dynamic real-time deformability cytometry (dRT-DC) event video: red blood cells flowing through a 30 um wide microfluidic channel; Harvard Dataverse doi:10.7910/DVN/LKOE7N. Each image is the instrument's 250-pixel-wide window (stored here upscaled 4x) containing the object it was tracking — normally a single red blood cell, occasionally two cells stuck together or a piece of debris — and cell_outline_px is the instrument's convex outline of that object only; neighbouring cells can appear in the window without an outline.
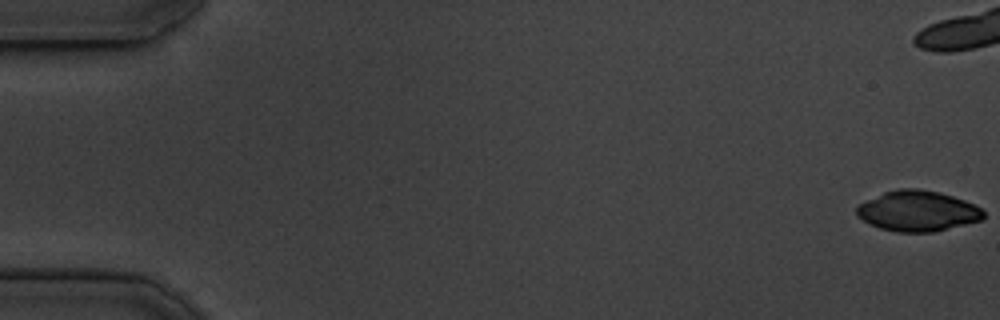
{"species": "common noctule bat (a hibernating species)", "species_latin": "Nyctalus noctula", "temperature_condition": "cold", "stored_images_in_passage": 51, "camera_frame_rate_fps": 3000, "um_per_image_px": 0.085, "animal": {"sex": "male", "body_mass_g": 19.5, "forearm_length_mm": 54.6}, "frame": {"image": 1, "passage_image": 1, "time_ms": 0.0, "image_size_px": [1000, 320], "cell_outline_px": [[984, 216], [980, 220], [932, 232], [896, 232], [880, 228], [868, 224], [856, 216], [856, 208], [860, 204], [884, 192], [900, 188], [916, 188], [940, 192], [964, 200], [980, 208], [984, 212]], "centroid_in_image_um": [77.96, 17.93], "position_along_channel_um": 7.0, "area_um2": 29.71}}